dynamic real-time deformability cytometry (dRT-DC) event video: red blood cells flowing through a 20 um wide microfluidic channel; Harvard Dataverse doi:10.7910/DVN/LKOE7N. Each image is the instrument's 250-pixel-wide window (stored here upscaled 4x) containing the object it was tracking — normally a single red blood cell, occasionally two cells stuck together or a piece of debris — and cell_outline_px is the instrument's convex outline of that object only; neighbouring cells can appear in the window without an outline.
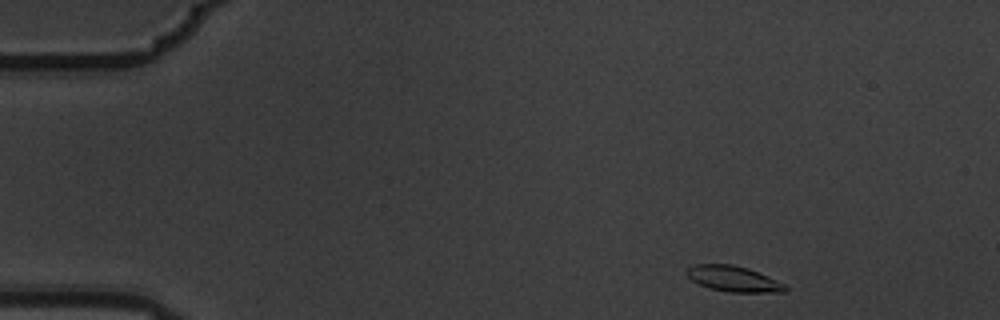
{"species": "common noctule bat (a hibernating species)", "species_latin": "Nyctalus noctula", "temperature_condition": "warm", "stored_images_in_passage": 5, "segment_of_instrument_passage": [1, 2], "camera_frame_rate_fps": 3000, "um_per_image_px": 0.085, "animal": {"sex": "male", "body_mass_g": 19.5, "forearm_length_mm": 54.6}, "frame": {"image": 1, "passage_image": 1, "time_ms": 0.0, "image_size_px": [1000, 320], "cell_outline_px": [[788, 288], [784, 292], [728, 292], [708, 288], [692, 280], [684, 272], [688, 268], [696, 264], [732, 264], [748, 268], [768, 276], [784, 284]], "centroid_in_image_um": [62.33, 23.7], "position_along_channel_um": 22.7, "area_um2": 14.68}}
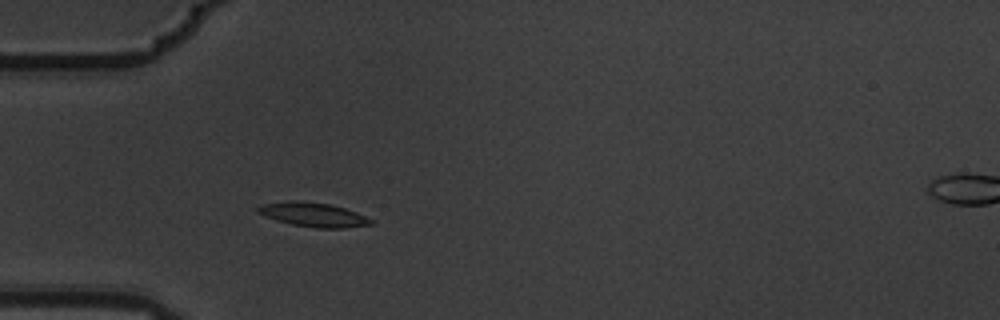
{"frame": {"image": 2, "passage_image": 4, "time_ms": 1.0, "image_size_px": [1000, 320], "cell_outline_px": [[376, 224], [344, 228], [316, 228], [292, 224], [276, 220], [264, 216], [256, 212], [256, 208], [260, 204], [288, 200], [296, 200], [328, 204], [344, 208], [356, 212], [376, 220]], "centroid_in_image_um": [26.64, 18.25], "position_along_channel_um": 58.4, "area_um2": 16.18}}